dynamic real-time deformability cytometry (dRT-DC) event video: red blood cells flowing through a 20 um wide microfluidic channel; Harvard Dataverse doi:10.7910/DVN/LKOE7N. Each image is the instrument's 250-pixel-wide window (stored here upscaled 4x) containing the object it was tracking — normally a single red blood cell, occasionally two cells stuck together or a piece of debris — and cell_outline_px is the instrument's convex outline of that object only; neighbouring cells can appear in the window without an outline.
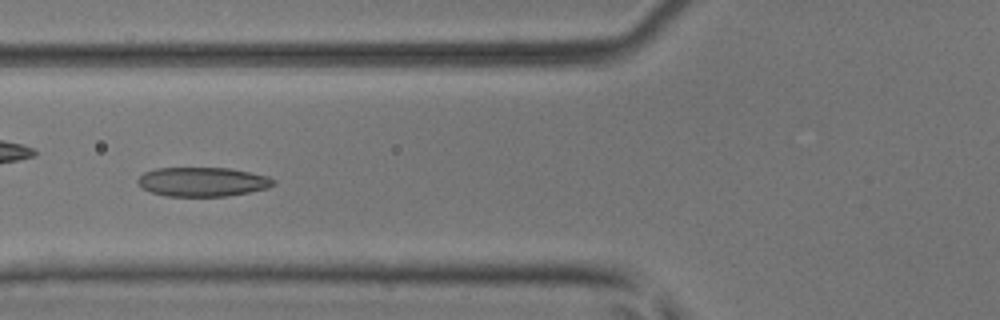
{"species": "common noctule bat (a hibernating species)", "species_latin": "Nyctalus noctula", "temperature_condition": "room temperature", "stored_images_in_passage": 6, "camera_frame_rate_fps": 3000, "um_per_image_px": 0.085, "animal": {"sex": "male", "body_mass_g": 17.9, "forearm_length_mm": 54.2}, "frame": {"image": 1, "passage_image": 6, "time_ms": 1.667, "image_size_px": [1000, 320], "cell_outline_px": [[276, 184], [268, 188], [228, 196], [164, 196], [152, 192], [136, 184], [136, 180], [144, 172], [156, 168], [228, 168], [268, 176], [276, 180]], "centroid_in_image_um": [17.21, 15.45], "position_along_channel_um": 108.6, "area_um2": 23.12}}